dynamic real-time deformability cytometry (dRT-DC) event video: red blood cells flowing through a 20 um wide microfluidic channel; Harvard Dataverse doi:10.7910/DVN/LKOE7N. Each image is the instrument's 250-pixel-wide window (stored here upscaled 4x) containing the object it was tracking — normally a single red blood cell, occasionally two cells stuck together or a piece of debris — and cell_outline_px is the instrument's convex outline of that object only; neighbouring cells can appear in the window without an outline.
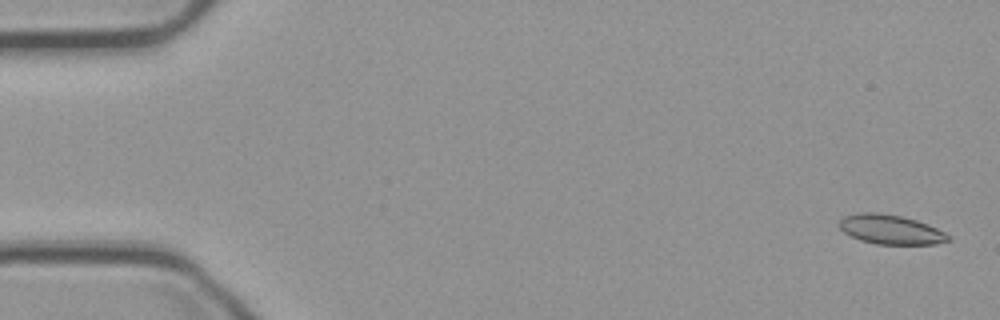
{"species": "common noctule bat (a hibernating species)", "species_latin": "Nyctalus noctula", "temperature_condition": "cold", "stored_images_in_passage": 54, "camera_frame_rate_fps": 3000, "um_per_image_px": 0.085, "animal": {"sex": "male", "body_mass_g": 23.1, "forearm_length_mm": 52.7}, "frame": {"image": 1, "passage_image": 1, "time_ms": 0.0, "image_size_px": [1000, 320], "cell_outline_px": [[952, 240], [936, 244], [876, 244], [860, 240], [844, 232], [836, 224], [844, 216], [860, 212], [876, 212], [900, 216], [916, 220], [928, 224], [952, 236]], "centroid_in_image_um": [75.71, 19.51], "position_along_channel_um": 9.3, "area_um2": 18.79}}
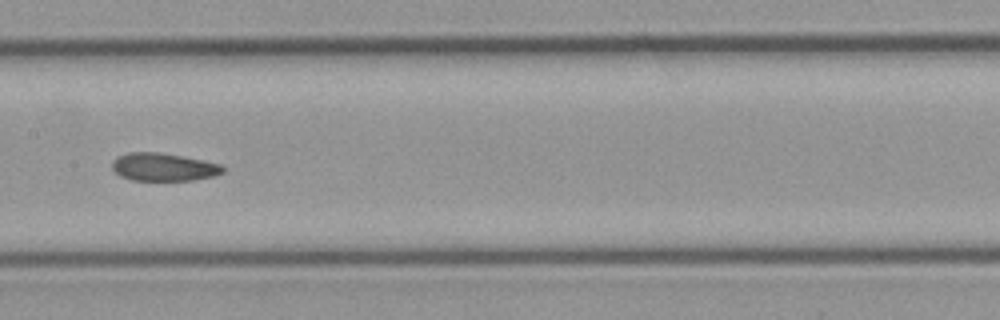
{"frame": {"image": 2, "passage_image": 27, "time_ms": 8.667, "image_size_px": [1000, 320], "cell_outline_px": [[224, 172], [216, 176], [192, 180], [132, 180], [120, 176], [112, 168], [112, 160], [128, 152], [156, 152], [204, 160], [220, 164], [224, 168]], "centroid_in_image_um": [13.91, 14.2], "position_along_channel_um": 193.5, "area_um2": 17.92}}
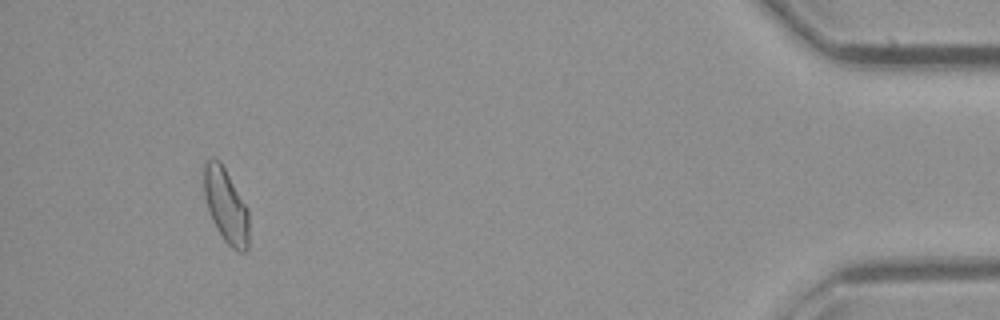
{"frame": {"image": 3, "passage_image": 51, "time_ms": 16.667, "image_size_px": [1000, 320], "cell_outline_px": [[248, 248], [244, 252], [240, 252], [232, 248], [224, 240], [216, 228], [212, 220], [204, 196], [200, 168], [204, 160], [220, 160], [248, 208]], "centroid_in_image_um": [19.15, 17.42], "position_along_channel_um": 416.0, "area_um2": 19.88}, "authors_computed_cell_mechanics": {"area_um2": 19.0451, "velocity_mm_per_s": 3.71, "shape_relaxation_time_tau1_ms": null, "shape_relaxation_time_tau2_ms": 4.4781, "deformation_change_tau1": null, "deformation_change_tau2": 0.0861}}